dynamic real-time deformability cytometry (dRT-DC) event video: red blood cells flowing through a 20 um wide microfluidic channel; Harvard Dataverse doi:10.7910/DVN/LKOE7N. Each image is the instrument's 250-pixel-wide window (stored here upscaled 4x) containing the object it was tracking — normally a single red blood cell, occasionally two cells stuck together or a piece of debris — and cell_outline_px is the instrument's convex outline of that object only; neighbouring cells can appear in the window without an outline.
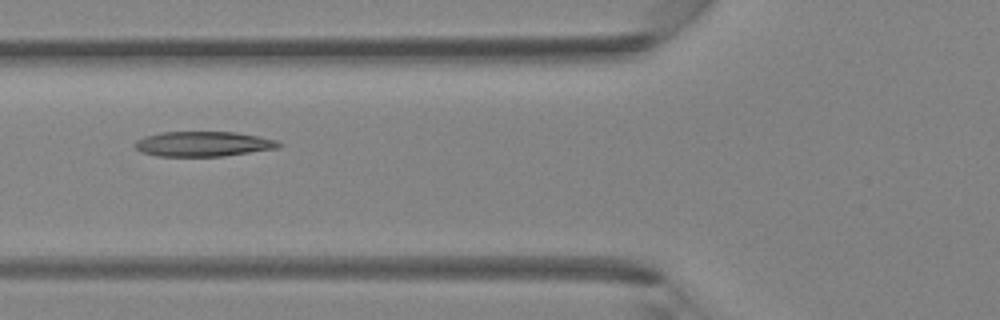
{"species": "Egyptian fruit bat (a non-hibernating species)", "species_latin": "Rousettus aegyptiacus", "temperature_condition": "room temperature", "stored_images_in_passage": 5, "camera_frame_rate_fps": 3000, "um_per_image_px": 0.085, "animal": {"sex": "female"}, "frame": {"image": 1, "passage_image": 4, "time_ms": 4.333, "image_size_px": [1000, 320], "cell_outline_px": [[284, 144], [276, 148], [224, 156], [156, 156], [140, 152], [132, 144], [136, 140], [144, 136], [160, 132], [236, 132], [276, 140]], "centroid_in_image_um": [17.21, 12.23], "position_along_channel_um": 108.6, "area_um2": 20.98}}
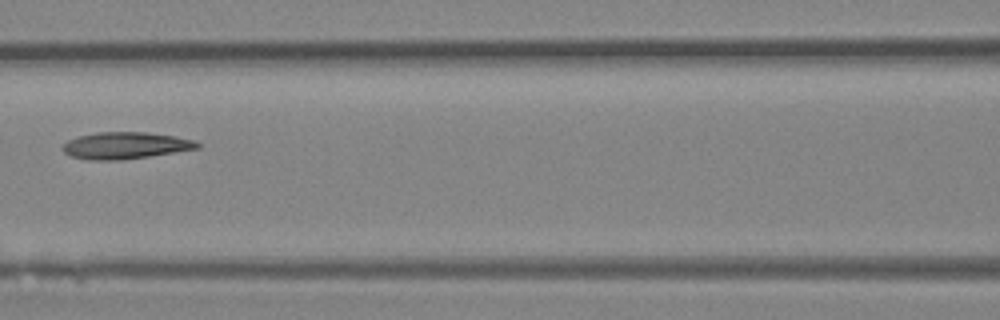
{"frame": {"image": 2, "passage_image": 5, "time_ms": 5.333, "image_size_px": [1000, 320], "cell_outline_px": [[200, 148], [148, 156], [120, 160], [88, 160], [72, 156], [64, 152], [60, 148], [68, 140], [80, 136], [96, 132], [144, 132], [176, 136], [192, 140], [200, 144]], "centroid_in_image_um": [10.63, 12.37], "position_along_channel_um": 156.0, "area_um2": 20.87}}